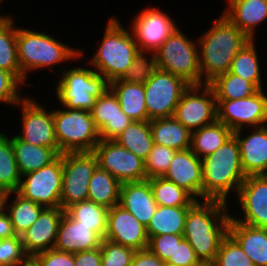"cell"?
<instances>
[{
  "label": "cell",
  "mask_w": 267,
  "mask_h": 266,
  "mask_svg": "<svg viewBox=\"0 0 267 266\" xmlns=\"http://www.w3.org/2000/svg\"><path fill=\"white\" fill-rule=\"evenodd\" d=\"M237 193L244 220L232 219L255 228L267 229V175L247 176Z\"/></svg>",
  "instance_id": "e0dca14e"
},
{
  "label": "cell",
  "mask_w": 267,
  "mask_h": 266,
  "mask_svg": "<svg viewBox=\"0 0 267 266\" xmlns=\"http://www.w3.org/2000/svg\"><path fill=\"white\" fill-rule=\"evenodd\" d=\"M101 266H130L135 249L103 239L100 244Z\"/></svg>",
  "instance_id": "7bdbcfd3"
},
{
  "label": "cell",
  "mask_w": 267,
  "mask_h": 266,
  "mask_svg": "<svg viewBox=\"0 0 267 266\" xmlns=\"http://www.w3.org/2000/svg\"><path fill=\"white\" fill-rule=\"evenodd\" d=\"M259 89L250 97L234 100L217 101V121L223 123L233 132L242 130L243 125L255 128L267 122V96Z\"/></svg>",
  "instance_id": "5bb4252c"
},
{
  "label": "cell",
  "mask_w": 267,
  "mask_h": 266,
  "mask_svg": "<svg viewBox=\"0 0 267 266\" xmlns=\"http://www.w3.org/2000/svg\"><path fill=\"white\" fill-rule=\"evenodd\" d=\"M119 205L147 227L158 207L153 197L150 179L123 183L120 189Z\"/></svg>",
  "instance_id": "cb8c5ba5"
},
{
  "label": "cell",
  "mask_w": 267,
  "mask_h": 266,
  "mask_svg": "<svg viewBox=\"0 0 267 266\" xmlns=\"http://www.w3.org/2000/svg\"><path fill=\"white\" fill-rule=\"evenodd\" d=\"M29 256L26 254L21 236L0 239V266L18 264Z\"/></svg>",
  "instance_id": "f6af8a7d"
},
{
  "label": "cell",
  "mask_w": 267,
  "mask_h": 266,
  "mask_svg": "<svg viewBox=\"0 0 267 266\" xmlns=\"http://www.w3.org/2000/svg\"><path fill=\"white\" fill-rule=\"evenodd\" d=\"M65 213L80 225L90 228L102 240L105 238L109 209L95 202L86 200L76 203L65 210Z\"/></svg>",
  "instance_id": "836d02e7"
},
{
  "label": "cell",
  "mask_w": 267,
  "mask_h": 266,
  "mask_svg": "<svg viewBox=\"0 0 267 266\" xmlns=\"http://www.w3.org/2000/svg\"><path fill=\"white\" fill-rule=\"evenodd\" d=\"M228 233L238 242L254 266H267V229L255 228L230 217Z\"/></svg>",
  "instance_id": "d4e9b609"
},
{
  "label": "cell",
  "mask_w": 267,
  "mask_h": 266,
  "mask_svg": "<svg viewBox=\"0 0 267 266\" xmlns=\"http://www.w3.org/2000/svg\"><path fill=\"white\" fill-rule=\"evenodd\" d=\"M191 206H158L148 226V237L162 234H183L187 212Z\"/></svg>",
  "instance_id": "f546056e"
},
{
  "label": "cell",
  "mask_w": 267,
  "mask_h": 266,
  "mask_svg": "<svg viewBox=\"0 0 267 266\" xmlns=\"http://www.w3.org/2000/svg\"><path fill=\"white\" fill-rule=\"evenodd\" d=\"M8 197H10V193L0 190V213L4 212V210L7 208L6 202L8 201Z\"/></svg>",
  "instance_id": "db71d44e"
},
{
  "label": "cell",
  "mask_w": 267,
  "mask_h": 266,
  "mask_svg": "<svg viewBox=\"0 0 267 266\" xmlns=\"http://www.w3.org/2000/svg\"><path fill=\"white\" fill-rule=\"evenodd\" d=\"M18 193L44 207H60L62 154L50 165L22 175Z\"/></svg>",
  "instance_id": "8fae6325"
},
{
  "label": "cell",
  "mask_w": 267,
  "mask_h": 266,
  "mask_svg": "<svg viewBox=\"0 0 267 266\" xmlns=\"http://www.w3.org/2000/svg\"><path fill=\"white\" fill-rule=\"evenodd\" d=\"M154 54L160 70L181 77L190 85H204L196 44L183 35L180 29H176Z\"/></svg>",
  "instance_id": "52a82bcc"
},
{
  "label": "cell",
  "mask_w": 267,
  "mask_h": 266,
  "mask_svg": "<svg viewBox=\"0 0 267 266\" xmlns=\"http://www.w3.org/2000/svg\"><path fill=\"white\" fill-rule=\"evenodd\" d=\"M11 141L21 176L50 165L60 156L54 148L27 143L17 135L13 136Z\"/></svg>",
  "instance_id": "4316f807"
},
{
  "label": "cell",
  "mask_w": 267,
  "mask_h": 266,
  "mask_svg": "<svg viewBox=\"0 0 267 266\" xmlns=\"http://www.w3.org/2000/svg\"><path fill=\"white\" fill-rule=\"evenodd\" d=\"M228 5L223 14L253 40L254 27L267 18V0H229Z\"/></svg>",
  "instance_id": "484cf974"
},
{
  "label": "cell",
  "mask_w": 267,
  "mask_h": 266,
  "mask_svg": "<svg viewBox=\"0 0 267 266\" xmlns=\"http://www.w3.org/2000/svg\"><path fill=\"white\" fill-rule=\"evenodd\" d=\"M199 40L201 77L205 74L203 83L209 84L230 70L236 54L251 39L223 14Z\"/></svg>",
  "instance_id": "7a4b0ae2"
},
{
  "label": "cell",
  "mask_w": 267,
  "mask_h": 266,
  "mask_svg": "<svg viewBox=\"0 0 267 266\" xmlns=\"http://www.w3.org/2000/svg\"><path fill=\"white\" fill-rule=\"evenodd\" d=\"M101 241L102 239L90 228L80 225L79 221L71 219L64 213L53 249L74 254L97 249Z\"/></svg>",
  "instance_id": "603a6c76"
},
{
  "label": "cell",
  "mask_w": 267,
  "mask_h": 266,
  "mask_svg": "<svg viewBox=\"0 0 267 266\" xmlns=\"http://www.w3.org/2000/svg\"><path fill=\"white\" fill-rule=\"evenodd\" d=\"M20 83L12 73L0 68V102L13 105L21 102L17 92Z\"/></svg>",
  "instance_id": "7dc6e473"
},
{
  "label": "cell",
  "mask_w": 267,
  "mask_h": 266,
  "mask_svg": "<svg viewBox=\"0 0 267 266\" xmlns=\"http://www.w3.org/2000/svg\"><path fill=\"white\" fill-rule=\"evenodd\" d=\"M165 264L168 266H204L185 238L176 245L173 258H169Z\"/></svg>",
  "instance_id": "c3c4849f"
},
{
  "label": "cell",
  "mask_w": 267,
  "mask_h": 266,
  "mask_svg": "<svg viewBox=\"0 0 267 266\" xmlns=\"http://www.w3.org/2000/svg\"><path fill=\"white\" fill-rule=\"evenodd\" d=\"M121 110L133 121H147L144 84L129 83L121 79L109 83Z\"/></svg>",
  "instance_id": "83f0119b"
},
{
  "label": "cell",
  "mask_w": 267,
  "mask_h": 266,
  "mask_svg": "<svg viewBox=\"0 0 267 266\" xmlns=\"http://www.w3.org/2000/svg\"><path fill=\"white\" fill-rule=\"evenodd\" d=\"M210 266H254V264L228 233L221 241L215 261Z\"/></svg>",
  "instance_id": "60d3db41"
},
{
  "label": "cell",
  "mask_w": 267,
  "mask_h": 266,
  "mask_svg": "<svg viewBox=\"0 0 267 266\" xmlns=\"http://www.w3.org/2000/svg\"><path fill=\"white\" fill-rule=\"evenodd\" d=\"M209 85L215 92L216 100L242 99L250 97L258 91L250 81L229 71L217 76Z\"/></svg>",
  "instance_id": "8d00e7d4"
},
{
  "label": "cell",
  "mask_w": 267,
  "mask_h": 266,
  "mask_svg": "<svg viewBox=\"0 0 267 266\" xmlns=\"http://www.w3.org/2000/svg\"><path fill=\"white\" fill-rule=\"evenodd\" d=\"M10 206L9 217L16 235L21 236L38 219L41 211L45 208L29 199L24 198L18 192Z\"/></svg>",
  "instance_id": "ab89813d"
},
{
  "label": "cell",
  "mask_w": 267,
  "mask_h": 266,
  "mask_svg": "<svg viewBox=\"0 0 267 266\" xmlns=\"http://www.w3.org/2000/svg\"><path fill=\"white\" fill-rule=\"evenodd\" d=\"M93 153L98 166L121 184L146 180L144 161L115 140H100Z\"/></svg>",
  "instance_id": "4fadbf2b"
},
{
  "label": "cell",
  "mask_w": 267,
  "mask_h": 266,
  "mask_svg": "<svg viewBox=\"0 0 267 266\" xmlns=\"http://www.w3.org/2000/svg\"><path fill=\"white\" fill-rule=\"evenodd\" d=\"M21 182L11 138L0 133V190L14 194Z\"/></svg>",
  "instance_id": "d590c367"
},
{
  "label": "cell",
  "mask_w": 267,
  "mask_h": 266,
  "mask_svg": "<svg viewBox=\"0 0 267 266\" xmlns=\"http://www.w3.org/2000/svg\"><path fill=\"white\" fill-rule=\"evenodd\" d=\"M57 84V97L67 109L91 111L96 98L108 88L109 82L95 70L74 68L63 72Z\"/></svg>",
  "instance_id": "ba28073f"
},
{
  "label": "cell",
  "mask_w": 267,
  "mask_h": 266,
  "mask_svg": "<svg viewBox=\"0 0 267 266\" xmlns=\"http://www.w3.org/2000/svg\"><path fill=\"white\" fill-rule=\"evenodd\" d=\"M59 154L93 152L100 141L91 111L66 109L53 111Z\"/></svg>",
  "instance_id": "8992f818"
},
{
  "label": "cell",
  "mask_w": 267,
  "mask_h": 266,
  "mask_svg": "<svg viewBox=\"0 0 267 266\" xmlns=\"http://www.w3.org/2000/svg\"><path fill=\"white\" fill-rule=\"evenodd\" d=\"M241 139V129L233 132L239 144L241 164L247 176L267 175V126L256 127Z\"/></svg>",
  "instance_id": "7402d4cb"
},
{
  "label": "cell",
  "mask_w": 267,
  "mask_h": 266,
  "mask_svg": "<svg viewBox=\"0 0 267 266\" xmlns=\"http://www.w3.org/2000/svg\"><path fill=\"white\" fill-rule=\"evenodd\" d=\"M150 186L158 206H192L196 202L187 191L164 177L151 178Z\"/></svg>",
  "instance_id": "74e56055"
},
{
  "label": "cell",
  "mask_w": 267,
  "mask_h": 266,
  "mask_svg": "<svg viewBox=\"0 0 267 266\" xmlns=\"http://www.w3.org/2000/svg\"><path fill=\"white\" fill-rule=\"evenodd\" d=\"M226 209L224 202L204 200L196 201L187 212L183 237L204 266L215 261L221 241L228 234L231 216Z\"/></svg>",
  "instance_id": "6da1fadb"
},
{
  "label": "cell",
  "mask_w": 267,
  "mask_h": 266,
  "mask_svg": "<svg viewBox=\"0 0 267 266\" xmlns=\"http://www.w3.org/2000/svg\"><path fill=\"white\" fill-rule=\"evenodd\" d=\"M246 179L239 144L232 135L214 153L202 158V198L226 203L229 191L238 192Z\"/></svg>",
  "instance_id": "3957f363"
},
{
  "label": "cell",
  "mask_w": 267,
  "mask_h": 266,
  "mask_svg": "<svg viewBox=\"0 0 267 266\" xmlns=\"http://www.w3.org/2000/svg\"><path fill=\"white\" fill-rule=\"evenodd\" d=\"M104 239L136 251L148 247L146 227L119 204L109 209Z\"/></svg>",
  "instance_id": "ac0fdd59"
},
{
  "label": "cell",
  "mask_w": 267,
  "mask_h": 266,
  "mask_svg": "<svg viewBox=\"0 0 267 266\" xmlns=\"http://www.w3.org/2000/svg\"><path fill=\"white\" fill-rule=\"evenodd\" d=\"M75 266H101L100 247L90 251L74 253Z\"/></svg>",
  "instance_id": "816d5d0a"
},
{
  "label": "cell",
  "mask_w": 267,
  "mask_h": 266,
  "mask_svg": "<svg viewBox=\"0 0 267 266\" xmlns=\"http://www.w3.org/2000/svg\"><path fill=\"white\" fill-rule=\"evenodd\" d=\"M254 40H250L232 60L229 72L250 81L258 90L262 89L260 67Z\"/></svg>",
  "instance_id": "f35d334b"
},
{
  "label": "cell",
  "mask_w": 267,
  "mask_h": 266,
  "mask_svg": "<svg viewBox=\"0 0 267 266\" xmlns=\"http://www.w3.org/2000/svg\"><path fill=\"white\" fill-rule=\"evenodd\" d=\"M64 213L61 207H45L34 224L21 235L24 250L29 257L54 248Z\"/></svg>",
  "instance_id": "d6986e66"
},
{
  "label": "cell",
  "mask_w": 267,
  "mask_h": 266,
  "mask_svg": "<svg viewBox=\"0 0 267 266\" xmlns=\"http://www.w3.org/2000/svg\"><path fill=\"white\" fill-rule=\"evenodd\" d=\"M187 191L196 201L202 198V159L191 149L176 151L163 176Z\"/></svg>",
  "instance_id": "44dd1931"
},
{
  "label": "cell",
  "mask_w": 267,
  "mask_h": 266,
  "mask_svg": "<svg viewBox=\"0 0 267 266\" xmlns=\"http://www.w3.org/2000/svg\"><path fill=\"white\" fill-rule=\"evenodd\" d=\"M121 183L99 166L89 181L87 200L111 209L120 201Z\"/></svg>",
  "instance_id": "4dcf8cb0"
},
{
  "label": "cell",
  "mask_w": 267,
  "mask_h": 266,
  "mask_svg": "<svg viewBox=\"0 0 267 266\" xmlns=\"http://www.w3.org/2000/svg\"><path fill=\"white\" fill-rule=\"evenodd\" d=\"M165 262L157 257L148 248L137 250L130 266H165Z\"/></svg>",
  "instance_id": "f907efd6"
},
{
  "label": "cell",
  "mask_w": 267,
  "mask_h": 266,
  "mask_svg": "<svg viewBox=\"0 0 267 266\" xmlns=\"http://www.w3.org/2000/svg\"><path fill=\"white\" fill-rule=\"evenodd\" d=\"M232 135L230 128L216 121L191 133L190 149L201 159L214 153Z\"/></svg>",
  "instance_id": "1f68e13d"
},
{
  "label": "cell",
  "mask_w": 267,
  "mask_h": 266,
  "mask_svg": "<svg viewBox=\"0 0 267 266\" xmlns=\"http://www.w3.org/2000/svg\"><path fill=\"white\" fill-rule=\"evenodd\" d=\"M16 236L9 215L4 211L0 213V239Z\"/></svg>",
  "instance_id": "f5cc1de1"
},
{
  "label": "cell",
  "mask_w": 267,
  "mask_h": 266,
  "mask_svg": "<svg viewBox=\"0 0 267 266\" xmlns=\"http://www.w3.org/2000/svg\"><path fill=\"white\" fill-rule=\"evenodd\" d=\"M17 52L20 69L26 78L27 70L51 67L82 55L52 36L28 29L16 28Z\"/></svg>",
  "instance_id": "5b68a950"
},
{
  "label": "cell",
  "mask_w": 267,
  "mask_h": 266,
  "mask_svg": "<svg viewBox=\"0 0 267 266\" xmlns=\"http://www.w3.org/2000/svg\"><path fill=\"white\" fill-rule=\"evenodd\" d=\"M33 261L37 266H75L74 254L50 249L34 255Z\"/></svg>",
  "instance_id": "681fc988"
},
{
  "label": "cell",
  "mask_w": 267,
  "mask_h": 266,
  "mask_svg": "<svg viewBox=\"0 0 267 266\" xmlns=\"http://www.w3.org/2000/svg\"><path fill=\"white\" fill-rule=\"evenodd\" d=\"M144 54V52L138 53L121 80L129 83L145 84L151 78L157 69L155 54H152L153 57L150 58V61L144 57Z\"/></svg>",
  "instance_id": "ee69618b"
},
{
  "label": "cell",
  "mask_w": 267,
  "mask_h": 266,
  "mask_svg": "<svg viewBox=\"0 0 267 266\" xmlns=\"http://www.w3.org/2000/svg\"><path fill=\"white\" fill-rule=\"evenodd\" d=\"M131 36L116 18L109 20L100 48L91 59L92 67L109 83L121 79L140 52Z\"/></svg>",
  "instance_id": "277c9868"
},
{
  "label": "cell",
  "mask_w": 267,
  "mask_h": 266,
  "mask_svg": "<svg viewBox=\"0 0 267 266\" xmlns=\"http://www.w3.org/2000/svg\"><path fill=\"white\" fill-rule=\"evenodd\" d=\"M91 115L100 140H115L133 121L121 110L116 96L109 88L96 98Z\"/></svg>",
  "instance_id": "ffe728a7"
},
{
  "label": "cell",
  "mask_w": 267,
  "mask_h": 266,
  "mask_svg": "<svg viewBox=\"0 0 267 266\" xmlns=\"http://www.w3.org/2000/svg\"><path fill=\"white\" fill-rule=\"evenodd\" d=\"M189 86L190 84L181 77L157 68L144 84L147 121L172 117Z\"/></svg>",
  "instance_id": "30bf717a"
},
{
  "label": "cell",
  "mask_w": 267,
  "mask_h": 266,
  "mask_svg": "<svg viewBox=\"0 0 267 266\" xmlns=\"http://www.w3.org/2000/svg\"><path fill=\"white\" fill-rule=\"evenodd\" d=\"M10 266H28V259H26L25 261L18 263V264H13Z\"/></svg>",
  "instance_id": "11a10c76"
},
{
  "label": "cell",
  "mask_w": 267,
  "mask_h": 266,
  "mask_svg": "<svg viewBox=\"0 0 267 266\" xmlns=\"http://www.w3.org/2000/svg\"><path fill=\"white\" fill-rule=\"evenodd\" d=\"M115 141L145 161L154 145L150 121H132Z\"/></svg>",
  "instance_id": "e575fe53"
},
{
  "label": "cell",
  "mask_w": 267,
  "mask_h": 266,
  "mask_svg": "<svg viewBox=\"0 0 267 266\" xmlns=\"http://www.w3.org/2000/svg\"><path fill=\"white\" fill-rule=\"evenodd\" d=\"M175 153V149L154 143L151 151L144 161L146 179L163 177L168 170Z\"/></svg>",
  "instance_id": "b9f144b4"
},
{
  "label": "cell",
  "mask_w": 267,
  "mask_h": 266,
  "mask_svg": "<svg viewBox=\"0 0 267 266\" xmlns=\"http://www.w3.org/2000/svg\"><path fill=\"white\" fill-rule=\"evenodd\" d=\"M183 234H162L148 237V249L162 261L173 258L176 245L183 239Z\"/></svg>",
  "instance_id": "bcb514c9"
},
{
  "label": "cell",
  "mask_w": 267,
  "mask_h": 266,
  "mask_svg": "<svg viewBox=\"0 0 267 266\" xmlns=\"http://www.w3.org/2000/svg\"><path fill=\"white\" fill-rule=\"evenodd\" d=\"M0 68L12 73L21 83L25 77L21 72L16 41V28L10 16H0Z\"/></svg>",
  "instance_id": "d6a6232c"
},
{
  "label": "cell",
  "mask_w": 267,
  "mask_h": 266,
  "mask_svg": "<svg viewBox=\"0 0 267 266\" xmlns=\"http://www.w3.org/2000/svg\"><path fill=\"white\" fill-rule=\"evenodd\" d=\"M150 129L155 144L176 151L186 150L191 146L192 132L173 116L150 120Z\"/></svg>",
  "instance_id": "f1b7e54d"
},
{
  "label": "cell",
  "mask_w": 267,
  "mask_h": 266,
  "mask_svg": "<svg viewBox=\"0 0 267 266\" xmlns=\"http://www.w3.org/2000/svg\"><path fill=\"white\" fill-rule=\"evenodd\" d=\"M98 167L93 152L62 153V192L60 207H68L86 201L89 181Z\"/></svg>",
  "instance_id": "9c48e42d"
},
{
  "label": "cell",
  "mask_w": 267,
  "mask_h": 266,
  "mask_svg": "<svg viewBox=\"0 0 267 266\" xmlns=\"http://www.w3.org/2000/svg\"><path fill=\"white\" fill-rule=\"evenodd\" d=\"M176 29L168 15L159 9L148 8L137 15L131 32L140 52L154 53Z\"/></svg>",
  "instance_id": "9a60e30c"
},
{
  "label": "cell",
  "mask_w": 267,
  "mask_h": 266,
  "mask_svg": "<svg viewBox=\"0 0 267 266\" xmlns=\"http://www.w3.org/2000/svg\"><path fill=\"white\" fill-rule=\"evenodd\" d=\"M200 87V85L189 86L183 93L173 115L191 132L217 121L215 92L209 84H204L201 96L198 94Z\"/></svg>",
  "instance_id": "7c38bea8"
},
{
  "label": "cell",
  "mask_w": 267,
  "mask_h": 266,
  "mask_svg": "<svg viewBox=\"0 0 267 266\" xmlns=\"http://www.w3.org/2000/svg\"><path fill=\"white\" fill-rule=\"evenodd\" d=\"M17 105L23 106V133L17 135L21 140L36 145L54 148L59 153L55 137L53 112H47L34 100L24 98Z\"/></svg>",
  "instance_id": "2e32d148"
},
{
  "label": "cell",
  "mask_w": 267,
  "mask_h": 266,
  "mask_svg": "<svg viewBox=\"0 0 267 266\" xmlns=\"http://www.w3.org/2000/svg\"><path fill=\"white\" fill-rule=\"evenodd\" d=\"M28 266H37V265L34 263L32 257H29V258H28Z\"/></svg>",
  "instance_id": "9f6ffc18"
}]
</instances>
